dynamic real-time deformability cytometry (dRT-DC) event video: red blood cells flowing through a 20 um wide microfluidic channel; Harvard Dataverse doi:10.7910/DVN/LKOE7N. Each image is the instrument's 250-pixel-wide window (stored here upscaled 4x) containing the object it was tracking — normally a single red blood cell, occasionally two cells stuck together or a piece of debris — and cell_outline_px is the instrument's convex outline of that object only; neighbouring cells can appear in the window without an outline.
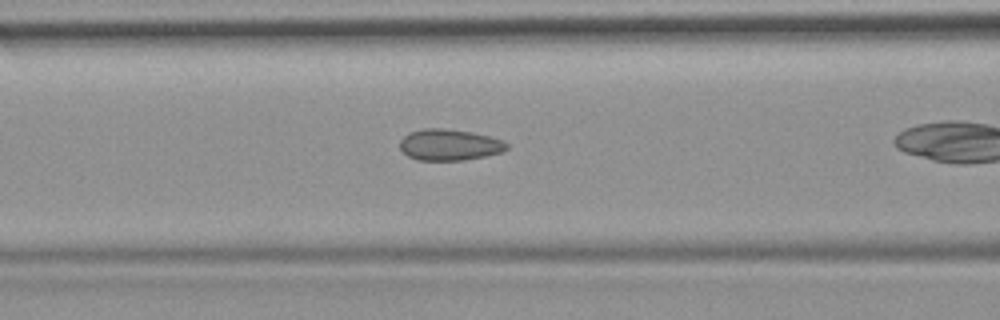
{"species": "common noctule bat (a hibernating species)", "species_latin": "Nyctalus noctula", "temperature_condition": "room temperature", "stored_images_in_passage": 19, "camera_frame_rate_fps": 3000, "um_per_image_px": 0.085, "animal": {"sex": "female", "body_mass_g": 19.9}, "frame": {"image": 1, "passage_image": 5, "time_ms": 1.333, "image_size_px": [1000, 320], "cell_outline_px": [[508, 148], [500, 152], [484, 156], [464, 160], [416, 160], [408, 156], [400, 148], [400, 140], [408, 132], [424, 128], [440, 128], [472, 132], [488, 136], [500, 140], [508, 144]], "centroid_in_image_um": [38.15, 12.3], "position_along_channel_um": 128.4, "area_um2": 19.31}}